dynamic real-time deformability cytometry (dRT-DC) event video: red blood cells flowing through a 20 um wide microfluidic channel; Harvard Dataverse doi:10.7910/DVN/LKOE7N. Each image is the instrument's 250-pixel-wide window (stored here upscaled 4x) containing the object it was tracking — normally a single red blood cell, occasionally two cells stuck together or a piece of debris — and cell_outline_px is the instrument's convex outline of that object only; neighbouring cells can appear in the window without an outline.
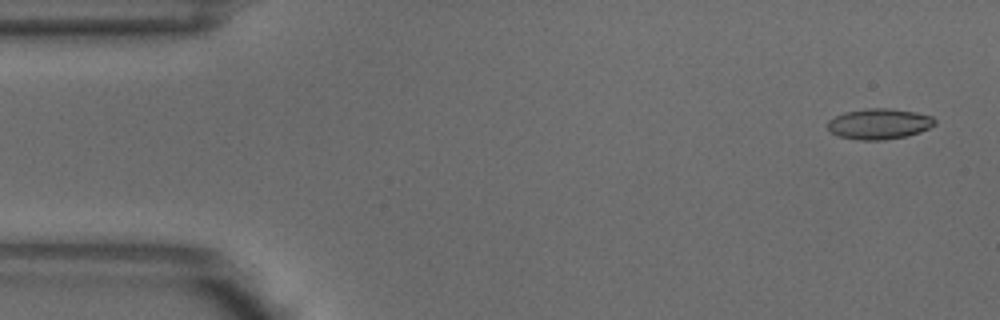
{"species": "common noctule bat (a hibernating species)", "species_latin": "Nyctalus noctula", "temperature_condition": "warm", "stored_images_in_passage": 4, "camera_frame_rate_fps": 3000, "um_per_image_px": 0.085, "animal": {"sex": "male", "body_mass_g": 18.8}, "frame": {"image": 1, "passage_image": 1, "time_ms": 0.0, "image_size_px": [1000, 320], "cell_outline_px": [[936, 124], [920, 132], [904, 136], [884, 140], [860, 140], [840, 136], [832, 132], [828, 128], [828, 120], [844, 112], [864, 108], [888, 108], [916, 112], [932, 116], [936, 120]], "centroid_in_image_um": [74.74, 10.52], "position_along_channel_um": 10.3, "area_um2": 19.07}}
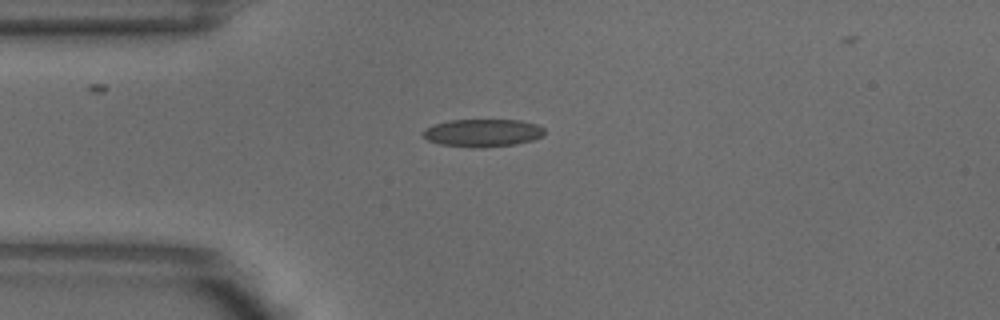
{"frame": {"image": 2, "passage_image": 3, "time_ms": 0.667, "image_size_px": [1000, 320], "cell_outline_px": [[544, 136], [532, 140], [516, 144], [484, 148], [472, 148], [440, 144], [428, 140], [420, 132], [424, 128], [448, 120], [520, 120], [536, 124], [544, 128]], "centroid_in_image_um": [41.02, 11.3], "position_along_channel_um": 44.0, "area_um2": 19.83}}